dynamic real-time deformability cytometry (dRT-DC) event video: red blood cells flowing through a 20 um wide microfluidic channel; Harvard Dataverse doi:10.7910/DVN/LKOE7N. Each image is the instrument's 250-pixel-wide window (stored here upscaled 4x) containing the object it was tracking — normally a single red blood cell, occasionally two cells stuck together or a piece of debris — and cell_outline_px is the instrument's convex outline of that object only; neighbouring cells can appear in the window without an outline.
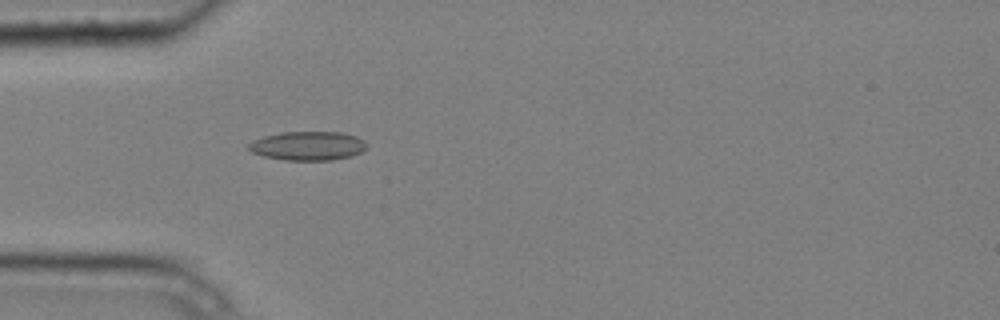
{"species": "common noctule bat (a hibernating species)", "species_latin": "Nyctalus noctula", "temperature_condition": "cold", "stored_images_in_passage": 1, "camera_frame_rate_fps": 3000, "um_per_image_px": 0.085, "animal": {"sex": "male", "body_mass_g": 20.4}, "frame": {"image": 1, "passage_image": 1, "time_ms": 0.0, "image_size_px": [1000, 320], "cell_outline_px": [[368, 144], [360, 152], [352, 156], [332, 160], [284, 160], [264, 156], [252, 152], [248, 148], [248, 144], [252, 140], [264, 136], [280, 132], [340, 132], [356, 136], [364, 140]], "centroid_in_image_um": [26.16, 12.39], "position_along_channel_um": 58.8, "area_um2": 19.94}}